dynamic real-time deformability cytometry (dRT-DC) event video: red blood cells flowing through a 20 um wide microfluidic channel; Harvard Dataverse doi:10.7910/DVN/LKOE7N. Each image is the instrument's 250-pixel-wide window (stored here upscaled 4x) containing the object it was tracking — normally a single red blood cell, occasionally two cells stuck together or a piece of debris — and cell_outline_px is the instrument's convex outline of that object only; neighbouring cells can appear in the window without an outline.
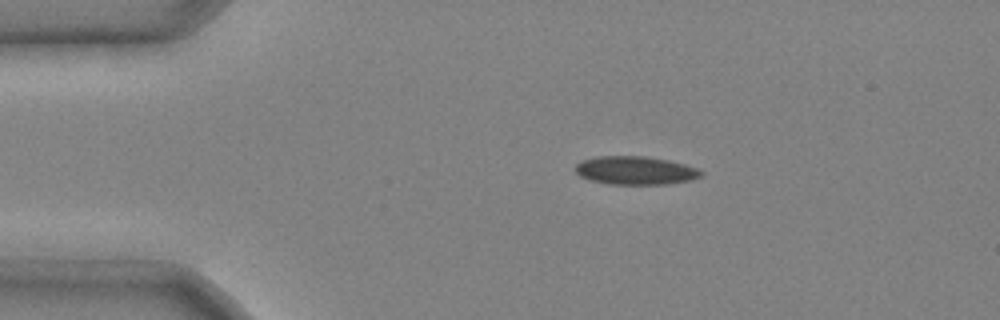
{"species": "common noctule bat (a hibernating species)", "species_latin": "Nyctalus noctula", "temperature_condition": "cold", "stored_images_in_passage": 3, "camera_frame_rate_fps": 3000, "um_per_image_px": 0.085, "animal": {"sex": "male", "body_mass_g": 20.4}, "frame": {"image": 1, "passage_image": 2, "time_ms": 0.333, "image_size_px": [1000, 320], "cell_outline_px": [[704, 176], [692, 180], [668, 184], [608, 184], [592, 180], [580, 176], [576, 172], [576, 164], [580, 160], [596, 156], [644, 156], [668, 160], [684, 164], [696, 168], [704, 172]], "centroid_in_image_um": [54.03, 14.49], "position_along_channel_um": 31.0, "area_um2": 20.87}}